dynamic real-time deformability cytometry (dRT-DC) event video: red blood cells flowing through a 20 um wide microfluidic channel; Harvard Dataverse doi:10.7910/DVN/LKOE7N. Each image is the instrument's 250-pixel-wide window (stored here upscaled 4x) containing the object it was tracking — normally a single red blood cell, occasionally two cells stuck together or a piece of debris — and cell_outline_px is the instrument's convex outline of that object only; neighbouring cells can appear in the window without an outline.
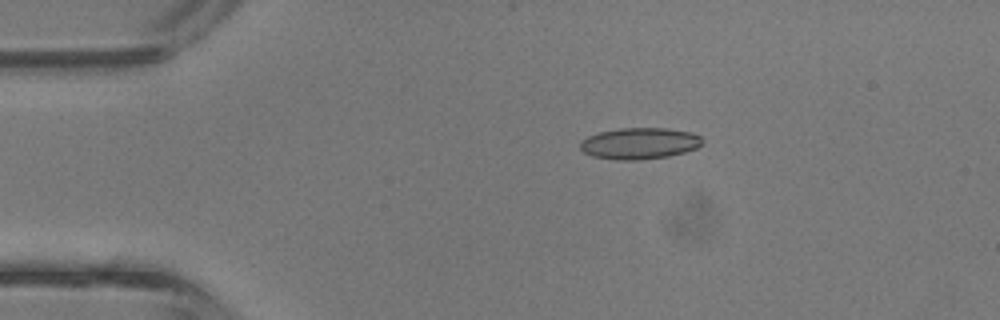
{"species": "common noctule bat (a hibernating species)", "species_latin": "Nyctalus noctula", "temperature_condition": "room temperature", "stored_images_in_passage": 2, "camera_frame_rate_fps": 3000, "um_per_image_px": 0.085, "animal": {"sex": "male", "body_mass_g": 13.3}, "frame": {"image": 1, "passage_image": 1, "time_ms": 0.0, "image_size_px": [1000, 320], "cell_outline_px": [[704, 140], [696, 148], [684, 152], [668, 156], [640, 160], [616, 160], [592, 156], [584, 152], [580, 148], [580, 140], [588, 136], [600, 132], [620, 128], [668, 128], [692, 132], [700, 136]], "centroid_in_image_um": [54.35, 12.19], "position_along_channel_um": 30.6, "area_um2": 22.43}}